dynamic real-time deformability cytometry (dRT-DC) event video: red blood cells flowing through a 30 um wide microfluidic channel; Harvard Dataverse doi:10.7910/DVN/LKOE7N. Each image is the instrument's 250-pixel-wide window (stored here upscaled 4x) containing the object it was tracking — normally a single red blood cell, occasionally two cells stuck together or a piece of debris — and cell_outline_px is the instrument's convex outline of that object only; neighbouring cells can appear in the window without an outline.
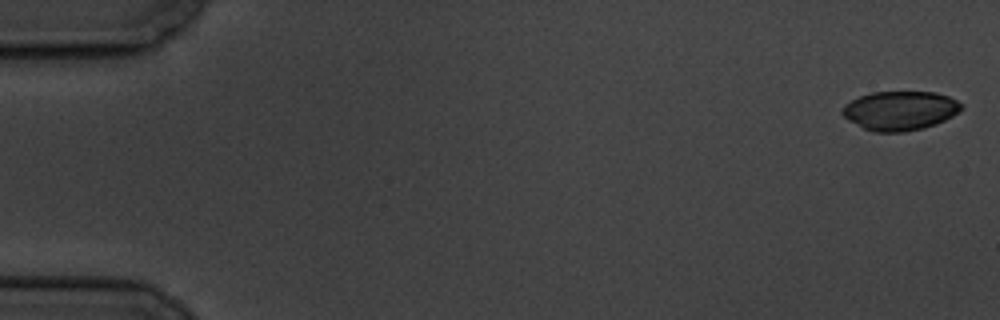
{"species": "common noctule bat (a hibernating species)", "species_latin": "Nyctalus noctula", "temperature_condition": "cold", "stored_images_in_passage": 5, "camera_frame_rate_fps": 3000, "um_per_image_px": 0.085, "animal": {"sex": "male", "body_mass_g": 19.5, "forearm_length_mm": 54.6}, "frame": {"image": 1, "passage_image": 1, "time_ms": 0.0, "image_size_px": [1000, 320], "cell_outline_px": [[964, 108], [960, 112], [936, 124], [924, 128], [904, 132], [872, 132], [848, 120], [840, 112], [844, 104], [860, 96], [872, 92], [936, 92], [948, 96], [964, 104]], "centroid_in_image_um": [76.52, 9.4], "position_along_channel_um": 8.5, "area_um2": 27.34}}